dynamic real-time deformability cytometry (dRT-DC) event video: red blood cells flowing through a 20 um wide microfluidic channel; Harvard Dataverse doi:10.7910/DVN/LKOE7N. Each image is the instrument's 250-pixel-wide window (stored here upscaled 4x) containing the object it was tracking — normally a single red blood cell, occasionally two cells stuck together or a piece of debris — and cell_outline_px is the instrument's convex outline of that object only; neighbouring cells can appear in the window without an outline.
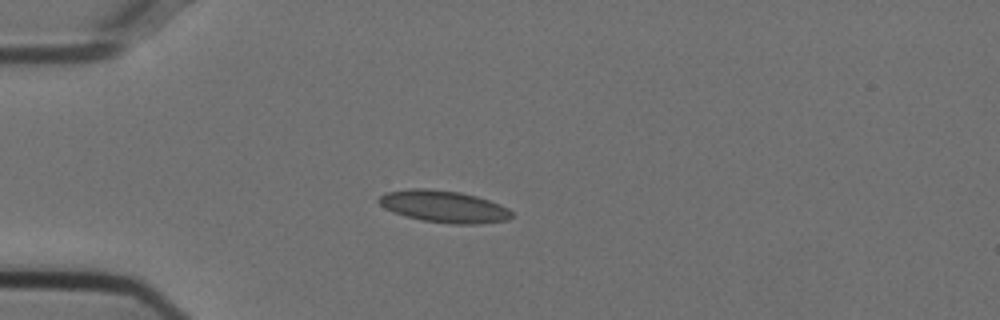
{"species": "Egyptian fruit bat (a non-hibernating species)", "species_latin": "Rousettus aegyptiacus", "temperature_condition": "cold", "stored_images_in_passage": 17, "camera_frame_rate_fps": 3000, "um_per_image_px": 0.085, "animal": {"sex": "female"}, "frame": {"image": 1, "passage_image": 14, "time_ms": 4.333, "image_size_px": [1000, 320], "cell_outline_px": [[512, 216], [508, 220], [480, 224], [452, 224], [424, 220], [404, 216], [392, 212], [384, 208], [376, 200], [380, 196], [388, 192], [412, 188], [424, 188], [460, 192], [476, 196], [500, 204], [508, 208], [512, 212]], "centroid_in_image_um": [37.73, 17.56], "position_along_channel_um": 47.3, "area_um2": 24.74}}